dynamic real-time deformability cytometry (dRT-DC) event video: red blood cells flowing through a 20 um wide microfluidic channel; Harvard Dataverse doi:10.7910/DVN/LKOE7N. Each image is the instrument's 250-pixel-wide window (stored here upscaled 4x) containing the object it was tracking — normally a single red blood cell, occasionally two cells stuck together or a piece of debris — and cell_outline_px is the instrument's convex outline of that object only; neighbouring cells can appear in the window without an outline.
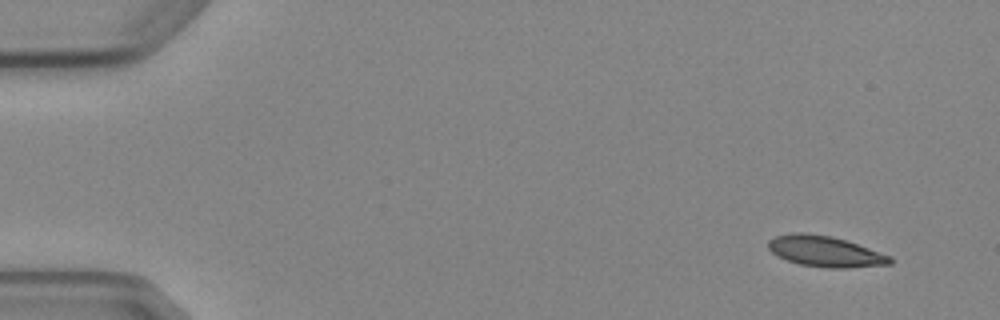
{"species": "Egyptian fruit bat (a non-hibernating species)", "species_latin": "Rousettus aegyptiacus", "temperature_condition": "cold", "stored_images_in_passage": 8, "camera_frame_rate_fps": 3000, "um_per_image_px": 0.085, "animal": {"sex": "female"}, "frame": {"image": 1, "passage_image": 1, "time_ms": 0.0, "image_size_px": [1000, 320], "cell_outline_px": [[892, 264], [848, 268], [828, 268], [800, 264], [788, 260], [772, 252], [768, 248], [768, 240], [776, 236], [792, 232], [804, 232], [832, 236], [892, 256]], "centroid_in_image_um": [70.14, 21.36], "position_along_channel_um": 14.9, "area_um2": 21.73}}
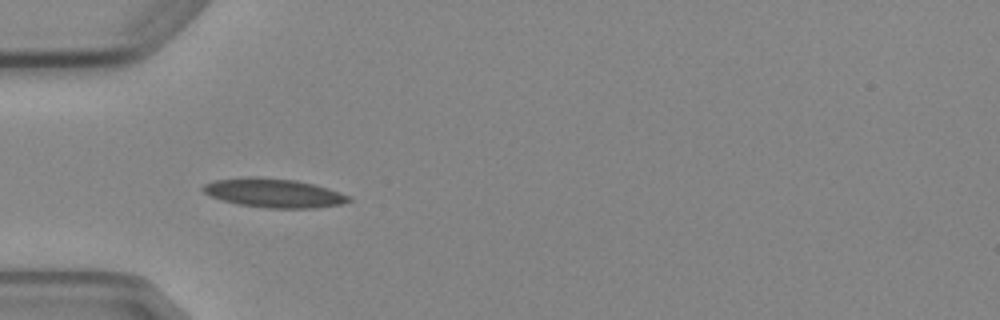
{"frame": {"image": 2, "passage_image": 4, "time_ms": 4.333, "image_size_px": [1000, 320], "cell_outline_px": [[352, 200], [340, 204], [316, 208], [264, 208], [240, 204], [224, 200], [212, 196], [204, 192], [200, 188], [204, 184], [216, 180], [248, 176], [256, 176], [296, 180], [328, 188], [352, 196]], "centroid_in_image_um": [23.29, 16.4], "position_along_channel_um": 61.7, "area_um2": 24.57}}
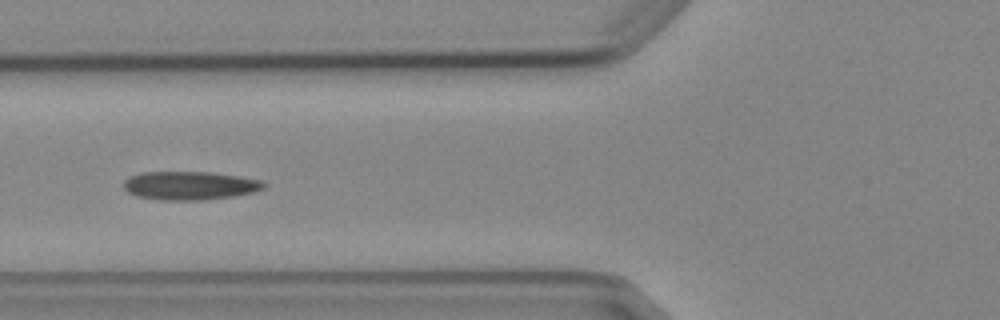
{"frame": {"image": 3, "passage_image": 5, "time_ms": 5.667, "image_size_px": [1000, 320], "cell_outline_px": [[268, 184], [264, 188], [252, 192], [236, 196], [200, 200], [156, 200], [136, 196], [128, 192], [124, 188], [124, 180], [128, 176], [140, 172], [208, 172], [240, 176], [264, 180]], "centroid_in_image_um": [16.14, 15.77], "position_along_channel_um": 109.7, "area_um2": 23.58}}